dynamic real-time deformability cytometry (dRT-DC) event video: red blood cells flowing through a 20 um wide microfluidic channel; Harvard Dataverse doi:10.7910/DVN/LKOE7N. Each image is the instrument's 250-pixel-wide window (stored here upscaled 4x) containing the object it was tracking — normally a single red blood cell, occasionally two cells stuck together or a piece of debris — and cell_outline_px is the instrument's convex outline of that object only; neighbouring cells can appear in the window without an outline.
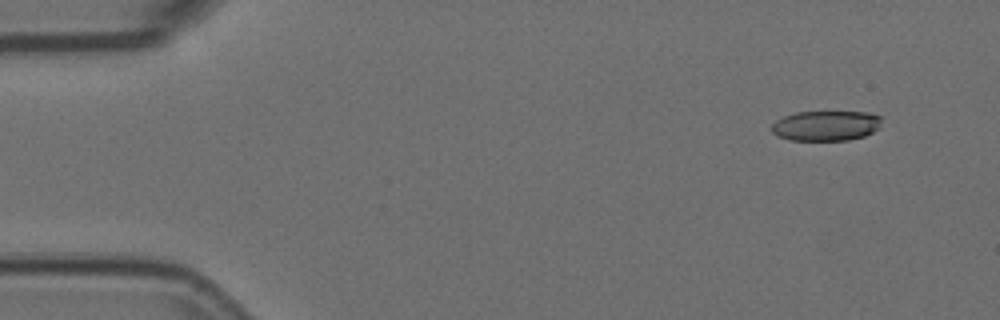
{"species": "Egyptian fruit bat (a non-hibernating species)", "species_latin": "Rousettus aegyptiacus", "temperature_condition": "room temperature", "stored_images_in_passage": 4, "camera_frame_rate_fps": 3000, "um_per_image_px": 0.085, "animal": {"sex": "female"}, "frame": {"image": 1, "passage_image": 1, "time_ms": 0.0, "image_size_px": [1000, 320], "cell_outline_px": [[880, 128], [864, 136], [848, 140], [792, 140], [776, 136], [772, 132], [772, 124], [776, 120], [784, 116], [796, 112], [868, 112], [880, 116]], "centroid_in_image_um": [70.2, 10.68], "position_along_channel_um": 14.8, "area_um2": 19.31}}